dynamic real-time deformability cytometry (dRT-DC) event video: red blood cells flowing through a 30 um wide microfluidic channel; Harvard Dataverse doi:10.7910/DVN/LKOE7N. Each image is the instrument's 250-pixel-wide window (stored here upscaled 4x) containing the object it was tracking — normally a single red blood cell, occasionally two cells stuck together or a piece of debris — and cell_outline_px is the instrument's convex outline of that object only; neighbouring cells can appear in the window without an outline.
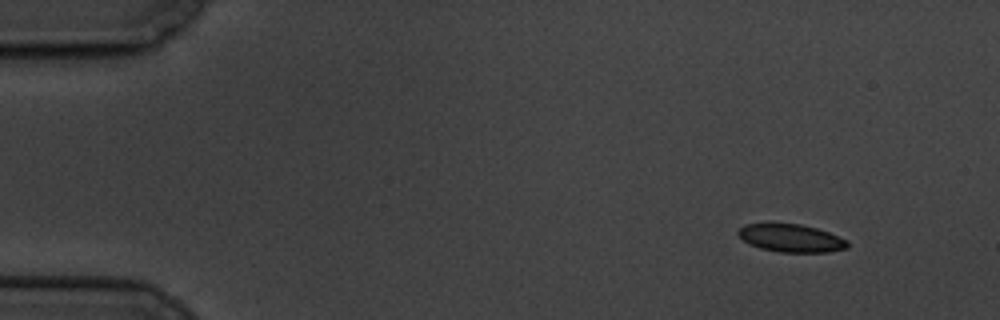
{"species": "common noctule bat (a hibernating species)", "species_latin": "Nyctalus noctula", "temperature_condition": "cold", "stored_images_in_passage": 9, "camera_frame_rate_fps": 3000, "um_per_image_px": 0.085, "animal": {"sex": "male", "body_mass_g": 19.5, "forearm_length_mm": 54.6}, "frame": {"image": 1, "passage_image": 1, "time_ms": 0.0, "image_size_px": [1000, 320], "cell_outline_px": [[848, 248], [828, 252], [780, 252], [760, 248], [748, 244], [736, 232], [744, 224], [768, 220], [772, 220], [800, 224], [816, 228], [828, 232], [848, 240]], "centroid_in_image_um": [67.17, 20.19], "position_along_channel_um": 17.8, "area_um2": 18.5}}
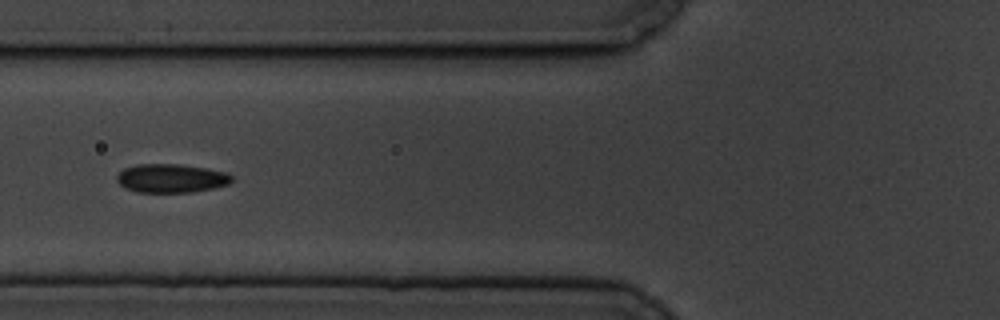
{"frame": {"image": 2, "passage_image": 6, "time_ms": 5.667, "image_size_px": [1000, 320], "cell_outline_px": [[232, 180], [228, 184], [212, 188], [192, 192], [136, 192], [124, 188], [116, 180], [116, 176], [124, 168], [136, 164], [180, 164], [208, 168], [228, 172], [232, 176]], "centroid_in_image_um": [14.54, 15.14], "position_along_channel_um": 111.3, "area_um2": 19.36}}
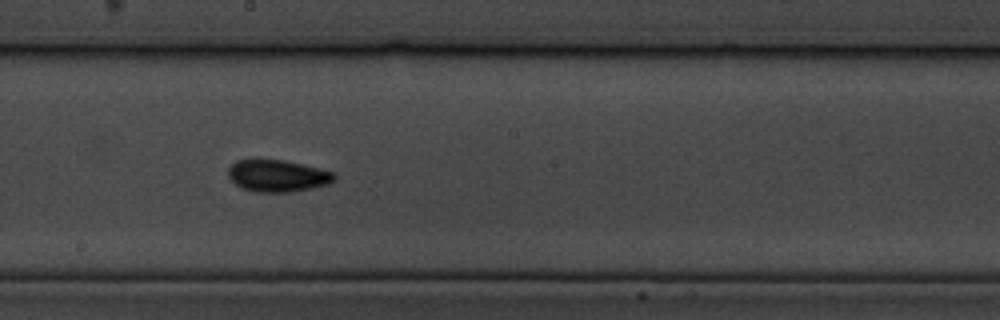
{"frame": {"image": 3, "passage_image": 9, "time_ms": 9.0, "image_size_px": [1000, 320], "cell_outline_px": [[336, 180], [328, 184], [312, 188], [292, 192], [256, 192], [240, 188], [228, 176], [228, 168], [236, 160], [284, 160], [320, 168], [336, 172]], "centroid_in_image_um": [23.63, 14.95], "position_along_channel_um": 224.6, "area_um2": 19.88}}